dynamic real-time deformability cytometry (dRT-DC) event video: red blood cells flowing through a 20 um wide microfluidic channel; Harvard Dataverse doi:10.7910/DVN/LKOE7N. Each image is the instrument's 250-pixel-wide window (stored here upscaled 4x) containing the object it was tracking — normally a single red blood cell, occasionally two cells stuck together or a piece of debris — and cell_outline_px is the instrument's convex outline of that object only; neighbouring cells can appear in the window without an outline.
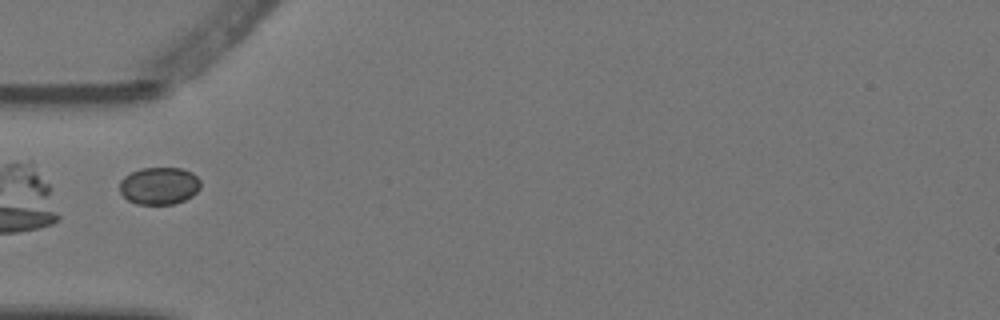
{"species": "Egyptian fruit bat (a non-hibernating species)", "species_latin": "Rousettus aegyptiacus", "temperature_condition": "warm", "stored_images_in_passage": 7, "camera_frame_rate_fps": 3000, "um_per_image_px": 0.085, "animal": {"sex": "female"}, "frame": {"image": 1, "passage_image": 5, "time_ms": 1.333, "image_size_px": [1000, 320], "cell_outline_px": [[200, 188], [192, 196], [184, 200], [172, 204], [136, 204], [128, 200], [120, 192], [120, 180], [124, 176], [140, 168], [180, 168], [192, 172], [200, 180]], "centroid_in_image_um": [13.53, 15.79], "position_along_channel_um": 71.5, "area_um2": 17.63}}
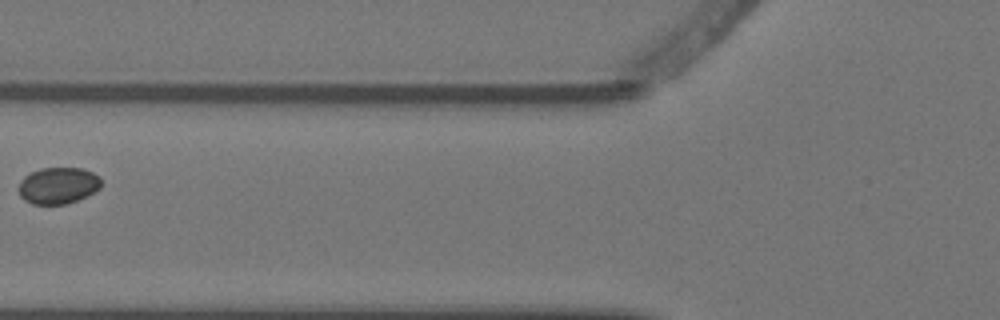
{"frame": {"image": 2, "passage_image": 6, "time_ms": 1.667, "image_size_px": [1000, 320], "cell_outline_px": [[100, 188], [76, 200], [64, 204], [32, 204], [24, 200], [20, 196], [20, 180], [24, 176], [40, 168], [84, 168], [100, 176]], "centroid_in_image_um": [4.93, 15.76], "position_along_channel_um": 120.9, "area_um2": 17.4}}
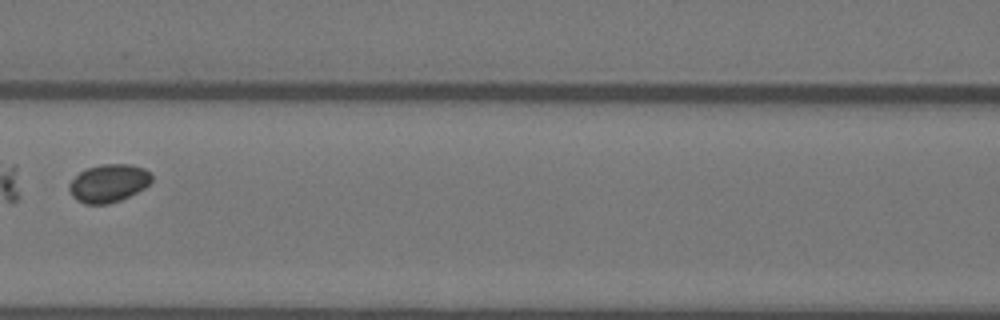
{"frame": {"image": 3, "passage_image": 7, "time_ms": 2.0, "image_size_px": [1000, 320], "cell_outline_px": [[152, 180], [144, 188], [120, 200], [108, 204], [84, 204], [76, 200], [72, 196], [68, 188], [68, 184], [84, 168], [100, 164], [132, 164], [144, 168], [152, 172]], "centroid_in_image_um": [9.22, 15.56], "position_along_channel_um": 157.4, "area_um2": 18.44}}